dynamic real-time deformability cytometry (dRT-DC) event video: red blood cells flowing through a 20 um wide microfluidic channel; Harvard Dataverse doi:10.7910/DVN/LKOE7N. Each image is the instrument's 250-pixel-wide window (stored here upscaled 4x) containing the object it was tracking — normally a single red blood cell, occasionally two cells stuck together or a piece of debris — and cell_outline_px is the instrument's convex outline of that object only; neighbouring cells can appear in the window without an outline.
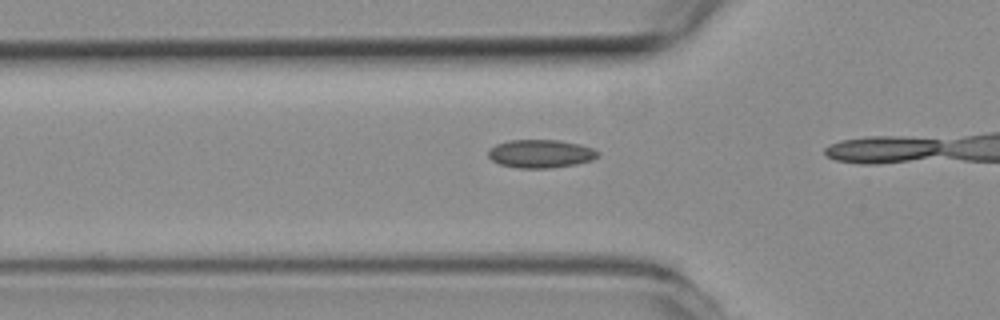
{"species": "common noctule bat (a hibernating species)", "species_latin": "Nyctalus noctula", "temperature_condition": "room temperature", "stored_images_in_passage": 14, "camera_frame_rate_fps": 3000, "um_per_image_px": 0.085, "animal": {"sex": "female", "body_mass_g": 19.3, "forearm_length_mm": 54.1}, "frame": {"image": 1, "passage_image": 12, "time_ms": 3.667, "image_size_px": [1000, 320], "cell_outline_px": [[600, 156], [592, 160], [576, 164], [552, 168], [516, 168], [500, 164], [492, 160], [488, 156], [488, 152], [496, 144], [508, 140], [560, 140], [580, 144], [592, 148], [600, 152]], "centroid_in_image_um": [45.99, 13.07], "position_along_channel_um": 79.8, "area_um2": 18.15}}